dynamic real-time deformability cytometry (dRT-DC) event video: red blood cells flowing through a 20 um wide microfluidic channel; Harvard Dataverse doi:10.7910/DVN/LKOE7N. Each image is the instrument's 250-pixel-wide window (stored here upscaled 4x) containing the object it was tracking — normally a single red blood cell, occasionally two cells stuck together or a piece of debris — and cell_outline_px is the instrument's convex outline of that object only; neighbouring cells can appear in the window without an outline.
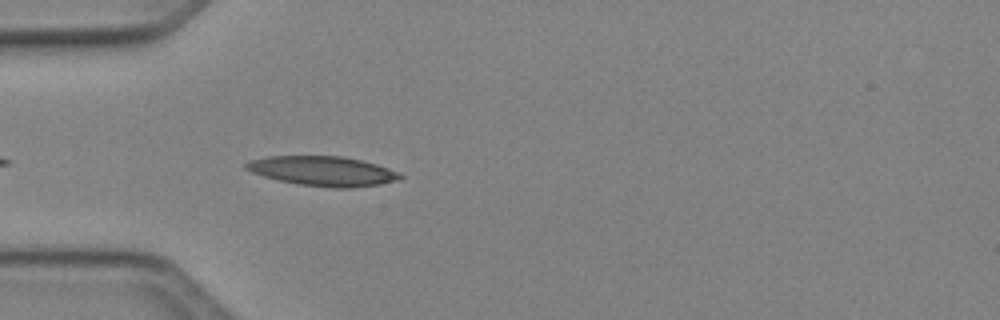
{"species": "Egyptian fruit bat (a non-hibernating species)", "species_latin": "Rousettus aegyptiacus", "temperature_condition": "cold", "stored_images_in_passage": 31, "camera_frame_rate_fps": 3000, "um_per_image_px": 0.085, "animal": {"sex": "female"}, "frame": {"image": 1, "passage_image": 3, "time_ms": 0.667, "image_size_px": [1000, 320], "cell_outline_px": [[404, 176], [396, 180], [380, 184], [352, 188], [332, 188], [300, 184], [280, 180], [264, 176], [252, 172], [244, 168], [244, 164], [248, 160], [268, 156], [344, 156], [376, 164], [400, 172]], "centroid_in_image_um": [27.44, 14.53], "position_along_channel_um": 57.6, "area_um2": 26.59}}
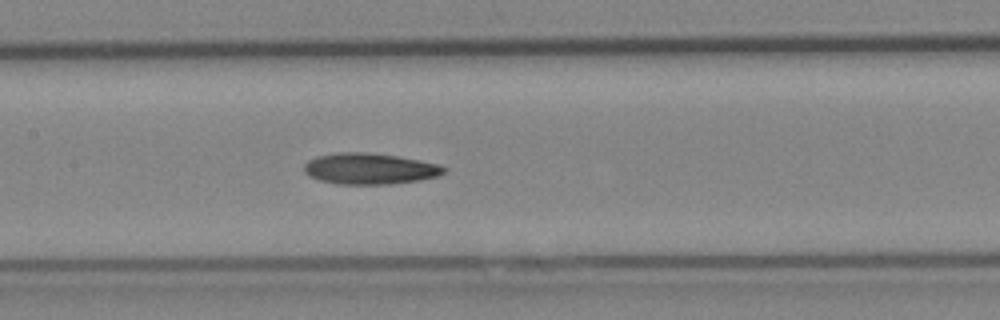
{"frame": {"image": 2, "passage_image": 12, "time_ms": 3.667, "image_size_px": [1000, 320], "cell_outline_px": [[448, 168], [444, 172], [436, 176], [416, 180], [392, 184], [340, 184], [320, 180], [304, 172], [304, 164], [308, 160], [316, 156], [336, 152], [364, 152], [396, 156], [420, 160], [440, 164]], "centroid_in_image_um": [31.42, 14.33], "position_along_channel_um": 176.0, "area_um2": 25.2}}
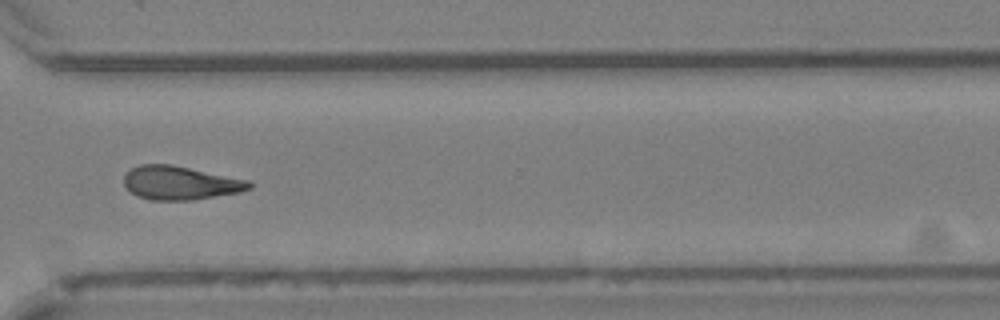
{"frame": {"image": 3, "passage_image": 25, "time_ms": 8.0, "image_size_px": [1000, 320], "cell_outline_px": [[252, 188], [240, 192], [192, 200], [152, 200], [136, 196], [124, 184], [124, 176], [132, 168], [140, 164], [172, 164], [248, 180], [252, 184]], "centroid_in_image_um": [15.32, 15.54], "position_along_channel_um": 355.3, "area_um2": 24.45}}